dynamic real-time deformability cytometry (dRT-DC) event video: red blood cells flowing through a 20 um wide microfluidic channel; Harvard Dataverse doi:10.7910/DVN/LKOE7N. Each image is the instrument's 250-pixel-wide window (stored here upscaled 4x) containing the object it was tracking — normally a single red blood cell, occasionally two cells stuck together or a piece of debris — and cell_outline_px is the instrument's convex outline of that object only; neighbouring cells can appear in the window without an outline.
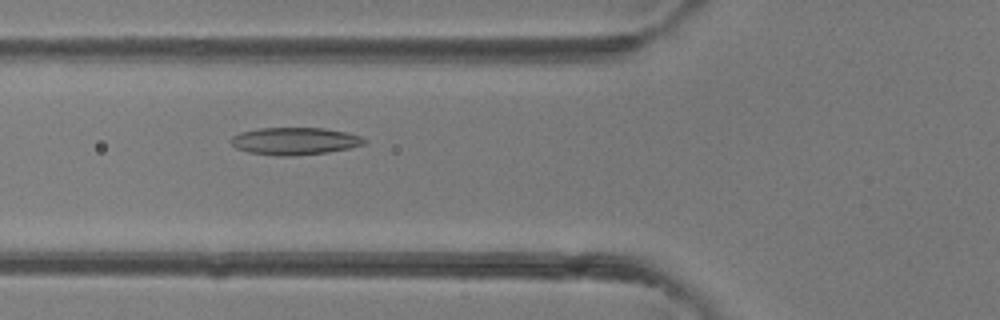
{"species": "common noctule bat (a hibernating species)", "species_latin": "Nyctalus noctula", "temperature_condition": "room temperature", "stored_images_in_passage": 42, "camera_frame_rate_fps": 3000, "um_per_image_px": 0.085, "animal": {"sex": "female"}, "frame": {"image": 1, "passage_image": 16, "time_ms": 5.0, "image_size_px": [1000, 320], "cell_outline_px": [[368, 140], [364, 144], [352, 148], [328, 152], [296, 156], [276, 156], [248, 152], [236, 148], [228, 140], [232, 136], [240, 132], [260, 128], [324, 128], [348, 132], [360, 136]], "centroid_in_image_um": [25.06, 12.0], "position_along_channel_um": 100.7, "area_um2": 21.56}}
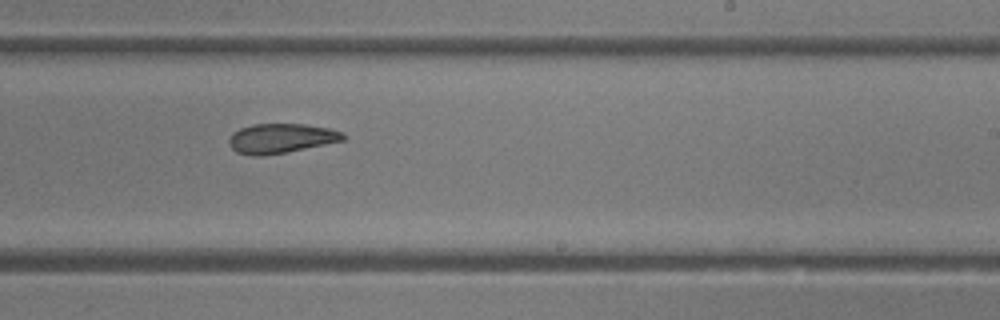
{"frame": {"image": 2, "passage_image": 26, "time_ms": 8.333, "image_size_px": [1000, 320], "cell_outline_px": [[348, 136], [344, 140], [264, 156], [252, 156], [236, 152], [228, 144], [228, 140], [232, 132], [240, 128], [252, 124], [304, 124], [328, 128], [344, 132]], "centroid_in_image_um": [23.86, 11.75], "position_along_channel_um": 265.1, "area_um2": 19.71}}
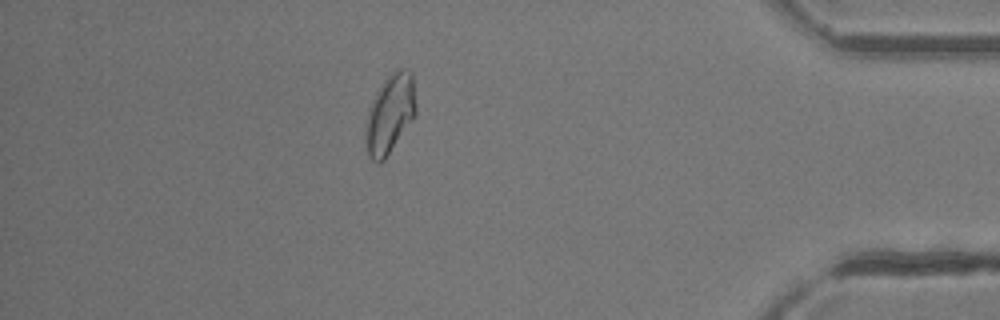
{"frame": {"image": 3, "passage_image": 37, "time_ms": 12.0, "image_size_px": [1000, 320], "cell_outline_px": [[416, 112], [384, 160], [380, 164], [376, 164], [368, 156], [364, 144], [364, 132], [368, 108], [376, 92], [384, 80], [392, 72], [400, 68], [408, 68], [412, 72], [416, 104]], "centroid_in_image_um": [33.1, 9.69], "position_along_channel_um": 402.1, "area_um2": 23.29}}